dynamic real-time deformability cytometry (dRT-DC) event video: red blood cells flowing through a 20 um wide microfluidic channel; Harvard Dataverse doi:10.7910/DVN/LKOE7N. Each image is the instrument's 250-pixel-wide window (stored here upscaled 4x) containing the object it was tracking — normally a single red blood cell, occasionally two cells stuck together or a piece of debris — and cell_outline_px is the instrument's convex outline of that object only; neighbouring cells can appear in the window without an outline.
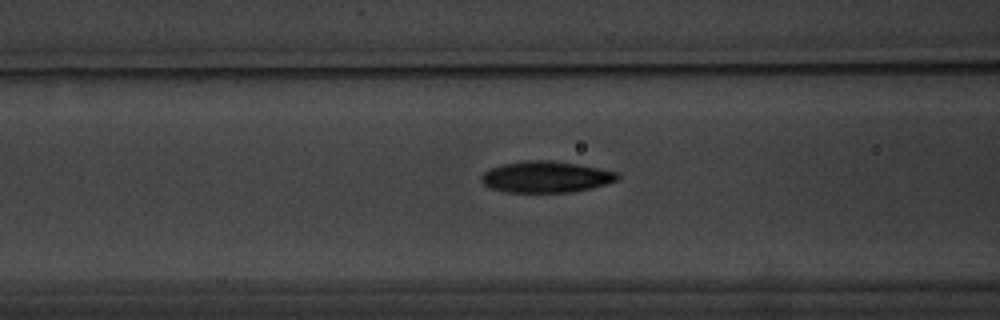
{"species": "common noctule bat (a hibernating species)", "species_latin": "Nyctalus noctula", "temperature_condition": "warm", "stored_images_in_passage": 39, "camera_frame_rate_fps": 3000, "um_per_image_px": 0.085, "animal": {"sex": "male", "body_mass_g": 20.1, "forearm_length_mm": 53.5}, "frame": {"image": 1, "passage_image": 7, "time_ms": 2.0, "image_size_px": [1000, 320], "cell_outline_px": [[620, 176], [616, 180], [604, 184], [588, 188], [564, 192], [512, 192], [492, 188], [484, 184], [484, 172], [492, 168], [508, 164], [572, 164], [616, 172]], "centroid_in_image_um": [46.44, 15.11], "position_along_channel_um": 120.2, "area_um2": 22.43}}
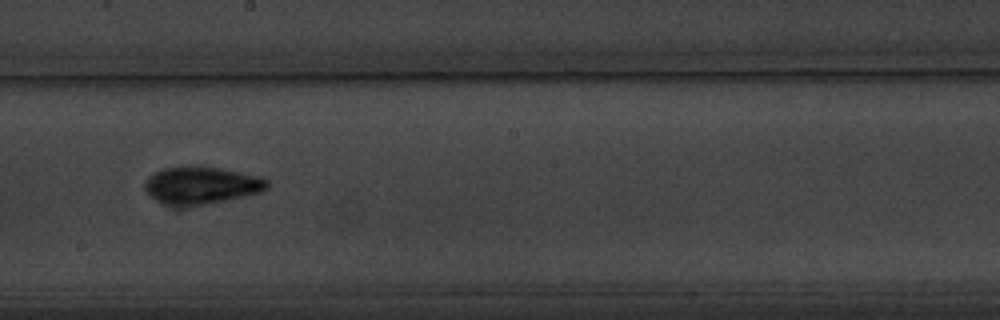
{"frame": {"image": 2, "passage_image": 17, "time_ms": 5.333, "image_size_px": [1000, 320], "cell_outline_px": [[268, 184], [260, 192], [216, 200], [192, 204], [180, 204], [160, 200], [152, 196], [148, 192], [148, 180], [156, 172], [168, 168], [212, 168], [232, 172], [264, 180]], "centroid_in_image_um": [17.08, 15.74], "position_along_channel_um": 231.1, "area_um2": 23.29}}
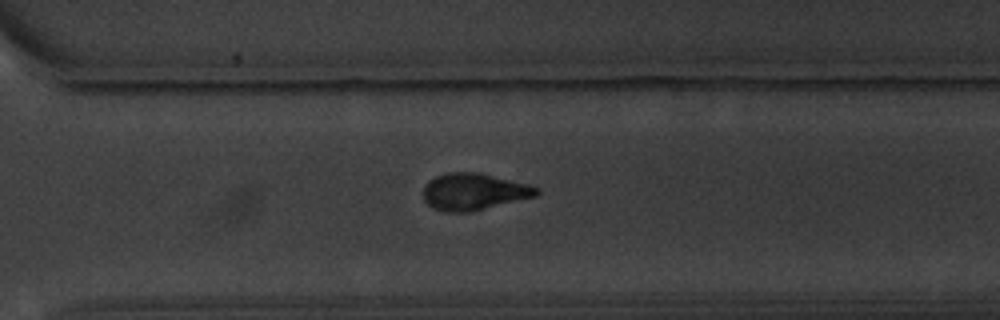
{"frame": {"image": 3, "passage_image": 26, "time_ms": 8.333, "image_size_px": [1000, 320], "cell_outline_px": [[540, 192], [536, 196], [480, 208], [460, 212], [452, 212], [436, 208], [428, 204], [424, 200], [424, 188], [432, 180], [440, 176], [452, 172], [472, 172], [524, 184], [536, 188]], "centroid_in_image_um": [40.24, 16.29], "position_along_channel_um": 330.4, "area_um2": 22.6}, "authors_computed_cell_mechanics": {"area_um2": 22.4264, "velocity_mm_per_s": 3.322, "shape_relaxation_time_tau1_ms": 3.7162, "shape_relaxation_time_tau2_ms": 3.4291, "deformation_change_tau1": 0.1358, "deformation_change_tau2": 0.0978}}